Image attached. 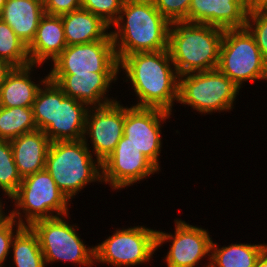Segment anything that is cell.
Here are the masks:
<instances>
[{
	"instance_id": "cell-1",
	"label": "cell",
	"mask_w": 267,
	"mask_h": 267,
	"mask_svg": "<svg viewBox=\"0 0 267 267\" xmlns=\"http://www.w3.org/2000/svg\"><path fill=\"white\" fill-rule=\"evenodd\" d=\"M123 73H122V72ZM120 78L131 85L135 107L159 108L170 113L179 97V74L169 50L137 52L119 61Z\"/></svg>"
},
{
	"instance_id": "cell-2",
	"label": "cell",
	"mask_w": 267,
	"mask_h": 267,
	"mask_svg": "<svg viewBox=\"0 0 267 267\" xmlns=\"http://www.w3.org/2000/svg\"><path fill=\"white\" fill-rule=\"evenodd\" d=\"M170 25L152 0H124L117 20L110 26L118 61L137 52L168 49Z\"/></svg>"
},
{
	"instance_id": "cell-3",
	"label": "cell",
	"mask_w": 267,
	"mask_h": 267,
	"mask_svg": "<svg viewBox=\"0 0 267 267\" xmlns=\"http://www.w3.org/2000/svg\"><path fill=\"white\" fill-rule=\"evenodd\" d=\"M224 29L202 23L172 22L168 50L179 76L216 69Z\"/></svg>"
},
{
	"instance_id": "cell-4",
	"label": "cell",
	"mask_w": 267,
	"mask_h": 267,
	"mask_svg": "<svg viewBox=\"0 0 267 267\" xmlns=\"http://www.w3.org/2000/svg\"><path fill=\"white\" fill-rule=\"evenodd\" d=\"M32 109L37 129L51 142L83 139L89 107L66 96L49 78L39 88Z\"/></svg>"
},
{
	"instance_id": "cell-5",
	"label": "cell",
	"mask_w": 267,
	"mask_h": 267,
	"mask_svg": "<svg viewBox=\"0 0 267 267\" xmlns=\"http://www.w3.org/2000/svg\"><path fill=\"white\" fill-rule=\"evenodd\" d=\"M84 140L51 142L45 169L71 202L91 183L102 184V163Z\"/></svg>"
},
{
	"instance_id": "cell-6",
	"label": "cell",
	"mask_w": 267,
	"mask_h": 267,
	"mask_svg": "<svg viewBox=\"0 0 267 267\" xmlns=\"http://www.w3.org/2000/svg\"><path fill=\"white\" fill-rule=\"evenodd\" d=\"M8 202L12 203L13 209H8V216L23 227H30L39 220L70 214L69 209L72 208L71 202L46 169L24 177Z\"/></svg>"
},
{
	"instance_id": "cell-7",
	"label": "cell",
	"mask_w": 267,
	"mask_h": 267,
	"mask_svg": "<svg viewBox=\"0 0 267 267\" xmlns=\"http://www.w3.org/2000/svg\"><path fill=\"white\" fill-rule=\"evenodd\" d=\"M239 92L240 88L218 68L179 76L178 103L202 116L230 113Z\"/></svg>"
},
{
	"instance_id": "cell-8",
	"label": "cell",
	"mask_w": 267,
	"mask_h": 267,
	"mask_svg": "<svg viewBox=\"0 0 267 267\" xmlns=\"http://www.w3.org/2000/svg\"><path fill=\"white\" fill-rule=\"evenodd\" d=\"M71 214L34 222L30 228L37 235L46 267L68 262L79 267L95 266L94 245L85 244L77 232V223L70 224ZM68 218V219H67Z\"/></svg>"
},
{
	"instance_id": "cell-9",
	"label": "cell",
	"mask_w": 267,
	"mask_h": 267,
	"mask_svg": "<svg viewBox=\"0 0 267 267\" xmlns=\"http://www.w3.org/2000/svg\"><path fill=\"white\" fill-rule=\"evenodd\" d=\"M117 230L94 246L95 265L139 267L151 262L157 251V229L145 225L114 228ZM138 265V266H137Z\"/></svg>"
},
{
	"instance_id": "cell-10",
	"label": "cell",
	"mask_w": 267,
	"mask_h": 267,
	"mask_svg": "<svg viewBox=\"0 0 267 267\" xmlns=\"http://www.w3.org/2000/svg\"><path fill=\"white\" fill-rule=\"evenodd\" d=\"M217 68L240 89L248 82L267 81V62L246 27L224 30Z\"/></svg>"
},
{
	"instance_id": "cell-11",
	"label": "cell",
	"mask_w": 267,
	"mask_h": 267,
	"mask_svg": "<svg viewBox=\"0 0 267 267\" xmlns=\"http://www.w3.org/2000/svg\"><path fill=\"white\" fill-rule=\"evenodd\" d=\"M174 229V234L157 230V251L169 243L167 255L162 257L166 267H201L205 258L208 262L202 267H209L213 241L209 230L181 218L174 219Z\"/></svg>"
},
{
	"instance_id": "cell-12",
	"label": "cell",
	"mask_w": 267,
	"mask_h": 267,
	"mask_svg": "<svg viewBox=\"0 0 267 267\" xmlns=\"http://www.w3.org/2000/svg\"><path fill=\"white\" fill-rule=\"evenodd\" d=\"M174 113L147 107L125 106L124 137L139 149L160 171L163 146L162 128Z\"/></svg>"
},
{
	"instance_id": "cell-13",
	"label": "cell",
	"mask_w": 267,
	"mask_h": 267,
	"mask_svg": "<svg viewBox=\"0 0 267 267\" xmlns=\"http://www.w3.org/2000/svg\"><path fill=\"white\" fill-rule=\"evenodd\" d=\"M47 66L48 74H83L88 72H119V61L109 34L104 40L67 46Z\"/></svg>"
},
{
	"instance_id": "cell-14",
	"label": "cell",
	"mask_w": 267,
	"mask_h": 267,
	"mask_svg": "<svg viewBox=\"0 0 267 267\" xmlns=\"http://www.w3.org/2000/svg\"><path fill=\"white\" fill-rule=\"evenodd\" d=\"M160 170L124 136L102 162V182L112 191L124 190L159 174Z\"/></svg>"
},
{
	"instance_id": "cell-15",
	"label": "cell",
	"mask_w": 267,
	"mask_h": 267,
	"mask_svg": "<svg viewBox=\"0 0 267 267\" xmlns=\"http://www.w3.org/2000/svg\"><path fill=\"white\" fill-rule=\"evenodd\" d=\"M121 103L117 100L88 109L83 140L101 163L114 151L124 135L125 106Z\"/></svg>"
},
{
	"instance_id": "cell-16",
	"label": "cell",
	"mask_w": 267,
	"mask_h": 267,
	"mask_svg": "<svg viewBox=\"0 0 267 267\" xmlns=\"http://www.w3.org/2000/svg\"><path fill=\"white\" fill-rule=\"evenodd\" d=\"M119 72H88L83 74H48V78L68 97L88 107H102L117 101L111 97L112 84L119 81ZM110 96V97H109Z\"/></svg>"
},
{
	"instance_id": "cell-17",
	"label": "cell",
	"mask_w": 267,
	"mask_h": 267,
	"mask_svg": "<svg viewBox=\"0 0 267 267\" xmlns=\"http://www.w3.org/2000/svg\"><path fill=\"white\" fill-rule=\"evenodd\" d=\"M248 11L241 0H191L188 22L222 29L244 28Z\"/></svg>"
},
{
	"instance_id": "cell-18",
	"label": "cell",
	"mask_w": 267,
	"mask_h": 267,
	"mask_svg": "<svg viewBox=\"0 0 267 267\" xmlns=\"http://www.w3.org/2000/svg\"><path fill=\"white\" fill-rule=\"evenodd\" d=\"M66 47L61 16L45 13L40 19L33 41L28 46L31 64L43 66L46 63L50 64Z\"/></svg>"
},
{
	"instance_id": "cell-19",
	"label": "cell",
	"mask_w": 267,
	"mask_h": 267,
	"mask_svg": "<svg viewBox=\"0 0 267 267\" xmlns=\"http://www.w3.org/2000/svg\"><path fill=\"white\" fill-rule=\"evenodd\" d=\"M35 68L43 69L42 65L31 64L22 68H14L7 76L5 82L0 86L1 107L33 106L39 88L48 79V74H44L43 78L40 76L38 78L33 77V74L38 72Z\"/></svg>"
},
{
	"instance_id": "cell-20",
	"label": "cell",
	"mask_w": 267,
	"mask_h": 267,
	"mask_svg": "<svg viewBox=\"0 0 267 267\" xmlns=\"http://www.w3.org/2000/svg\"><path fill=\"white\" fill-rule=\"evenodd\" d=\"M17 170L22 179L45 169L46 157L51 144L41 130L22 134L10 140Z\"/></svg>"
},
{
	"instance_id": "cell-21",
	"label": "cell",
	"mask_w": 267,
	"mask_h": 267,
	"mask_svg": "<svg viewBox=\"0 0 267 267\" xmlns=\"http://www.w3.org/2000/svg\"><path fill=\"white\" fill-rule=\"evenodd\" d=\"M44 14L43 0H7L0 19L6 22L28 47Z\"/></svg>"
},
{
	"instance_id": "cell-22",
	"label": "cell",
	"mask_w": 267,
	"mask_h": 267,
	"mask_svg": "<svg viewBox=\"0 0 267 267\" xmlns=\"http://www.w3.org/2000/svg\"><path fill=\"white\" fill-rule=\"evenodd\" d=\"M67 46L104 40L110 26L88 10L78 9L61 15Z\"/></svg>"
},
{
	"instance_id": "cell-23",
	"label": "cell",
	"mask_w": 267,
	"mask_h": 267,
	"mask_svg": "<svg viewBox=\"0 0 267 267\" xmlns=\"http://www.w3.org/2000/svg\"><path fill=\"white\" fill-rule=\"evenodd\" d=\"M264 242H234L221 246L212 241L209 267H254L258 257L267 248Z\"/></svg>"
},
{
	"instance_id": "cell-24",
	"label": "cell",
	"mask_w": 267,
	"mask_h": 267,
	"mask_svg": "<svg viewBox=\"0 0 267 267\" xmlns=\"http://www.w3.org/2000/svg\"><path fill=\"white\" fill-rule=\"evenodd\" d=\"M13 267H46L37 235L23 227L13 238L10 249Z\"/></svg>"
},
{
	"instance_id": "cell-25",
	"label": "cell",
	"mask_w": 267,
	"mask_h": 267,
	"mask_svg": "<svg viewBox=\"0 0 267 267\" xmlns=\"http://www.w3.org/2000/svg\"><path fill=\"white\" fill-rule=\"evenodd\" d=\"M35 130L32 107L0 106V139L10 141Z\"/></svg>"
},
{
	"instance_id": "cell-26",
	"label": "cell",
	"mask_w": 267,
	"mask_h": 267,
	"mask_svg": "<svg viewBox=\"0 0 267 267\" xmlns=\"http://www.w3.org/2000/svg\"><path fill=\"white\" fill-rule=\"evenodd\" d=\"M0 59L15 68L31 65L28 47L18 38L8 24L0 19Z\"/></svg>"
},
{
	"instance_id": "cell-27",
	"label": "cell",
	"mask_w": 267,
	"mask_h": 267,
	"mask_svg": "<svg viewBox=\"0 0 267 267\" xmlns=\"http://www.w3.org/2000/svg\"><path fill=\"white\" fill-rule=\"evenodd\" d=\"M22 177L19 175L14 161L11 143L0 139V193L10 199L19 188ZM5 196V197H4Z\"/></svg>"
},
{
	"instance_id": "cell-28",
	"label": "cell",
	"mask_w": 267,
	"mask_h": 267,
	"mask_svg": "<svg viewBox=\"0 0 267 267\" xmlns=\"http://www.w3.org/2000/svg\"><path fill=\"white\" fill-rule=\"evenodd\" d=\"M124 0H81V8L100 17L111 26L118 18Z\"/></svg>"
},
{
	"instance_id": "cell-29",
	"label": "cell",
	"mask_w": 267,
	"mask_h": 267,
	"mask_svg": "<svg viewBox=\"0 0 267 267\" xmlns=\"http://www.w3.org/2000/svg\"><path fill=\"white\" fill-rule=\"evenodd\" d=\"M245 27L253 35L264 60L267 62V13L262 10L249 11Z\"/></svg>"
},
{
	"instance_id": "cell-30",
	"label": "cell",
	"mask_w": 267,
	"mask_h": 267,
	"mask_svg": "<svg viewBox=\"0 0 267 267\" xmlns=\"http://www.w3.org/2000/svg\"><path fill=\"white\" fill-rule=\"evenodd\" d=\"M156 9L170 22H188L191 0H152Z\"/></svg>"
},
{
	"instance_id": "cell-31",
	"label": "cell",
	"mask_w": 267,
	"mask_h": 267,
	"mask_svg": "<svg viewBox=\"0 0 267 267\" xmlns=\"http://www.w3.org/2000/svg\"><path fill=\"white\" fill-rule=\"evenodd\" d=\"M22 228L20 223L9 216L0 222V267H6L12 240Z\"/></svg>"
},
{
	"instance_id": "cell-32",
	"label": "cell",
	"mask_w": 267,
	"mask_h": 267,
	"mask_svg": "<svg viewBox=\"0 0 267 267\" xmlns=\"http://www.w3.org/2000/svg\"><path fill=\"white\" fill-rule=\"evenodd\" d=\"M46 14L61 16L81 8V0H43Z\"/></svg>"
},
{
	"instance_id": "cell-33",
	"label": "cell",
	"mask_w": 267,
	"mask_h": 267,
	"mask_svg": "<svg viewBox=\"0 0 267 267\" xmlns=\"http://www.w3.org/2000/svg\"><path fill=\"white\" fill-rule=\"evenodd\" d=\"M14 66L8 61L0 59V86L5 82L7 76L14 70Z\"/></svg>"
},
{
	"instance_id": "cell-34",
	"label": "cell",
	"mask_w": 267,
	"mask_h": 267,
	"mask_svg": "<svg viewBox=\"0 0 267 267\" xmlns=\"http://www.w3.org/2000/svg\"><path fill=\"white\" fill-rule=\"evenodd\" d=\"M244 8L249 12L252 10H261L266 4L267 0H241Z\"/></svg>"
},
{
	"instance_id": "cell-35",
	"label": "cell",
	"mask_w": 267,
	"mask_h": 267,
	"mask_svg": "<svg viewBox=\"0 0 267 267\" xmlns=\"http://www.w3.org/2000/svg\"><path fill=\"white\" fill-rule=\"evenodd\" d=\"M3 200H5V199L3 197H0V222L3 221L8 216L7 210L10 207L7 204L8 201L7 200L3 201ZM5 205L8 207H6Z\"/></svg>"
},
{
	"instance_id": "cell-36",
	"label": "cell",
	"mask_w": 267,
	"mask_h": 267,
	"mask_svg": "<svg viewBox=\"0 0 267 267\" xmlns=\"http://www.w3.org/2000/svg\"><path fill=\"white\" fill-rule=\"evenodd\" d=\"M254 267H267V248L258 257Z\"/></svg>"
},
{
	"instance_id": "cell-37",
	"label": "cell",
	"mask_w": 267,
	"mask_h": 267,
	"mask_svg": "<svg viewBox=\"0 0 267 267\" xmlns=\"http://www.w3.org/2000/svg\"><path fill=\"white\" fill-rule=\"evenodd\" d=\"M6 1L7 0H0V16H1V13H2V10H3V7L6 4Z\"/></svg>"
},
{
	"instance_id": "cell-38",
	"label": "cell",
	"mask_w": 267,
	"mask_h": 267,
	"mask_svg": "<svg viewBox=\"0 0 267 267\" xmlns=\"http://www.w3.org/2000/svg\"><path fill=\"white\" fill-rule=\"evenodd\" d=\"M261 10L267 13V4Z\"/></svg>"
}]
</instances>
